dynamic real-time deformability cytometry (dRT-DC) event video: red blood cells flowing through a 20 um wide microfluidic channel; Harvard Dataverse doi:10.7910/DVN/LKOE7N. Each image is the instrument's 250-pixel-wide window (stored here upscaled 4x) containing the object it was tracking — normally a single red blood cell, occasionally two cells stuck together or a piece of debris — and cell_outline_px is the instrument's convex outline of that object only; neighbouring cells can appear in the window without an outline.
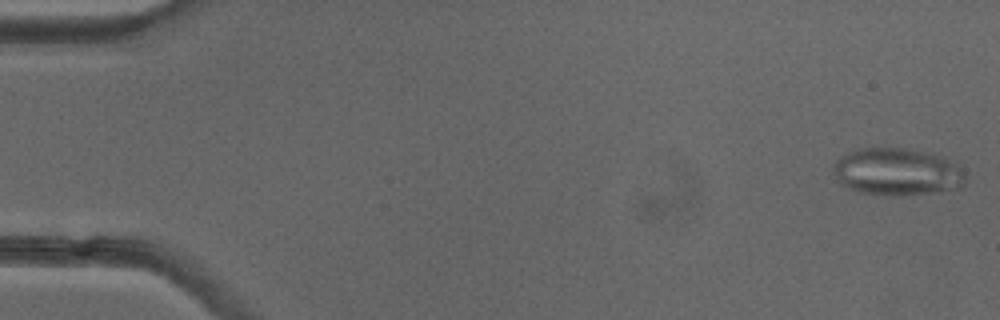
{"species": "common noctule bat (a hibernating species)", "species_latin": "Nyctalus noctula", "temperature_condition": "cold", "stored_images_in_passage": 48, "camera_frame_rate_fps": 3000, "um_per_image_px": 0.085, "animal": {"sex": "female"}, "frame": {"image": 1, "passage_image": 1, "time_ms": 0.0, "image_size_px": [1000, 320], "cell_outline_px": [[964, 184], [960, 188], [896, 196], [860, 192], [848, 188], [840, 184], [836, 180], [832, 172], [832, 164], [840, 156], [856, 148], [908, 148], [928, 152], [944, 156], [956, 164], [964, 172]], "centroid_in_image_um": [76.2, 14.58], "position_along_channel_um": 8.8, "area_um2": 36.7}}
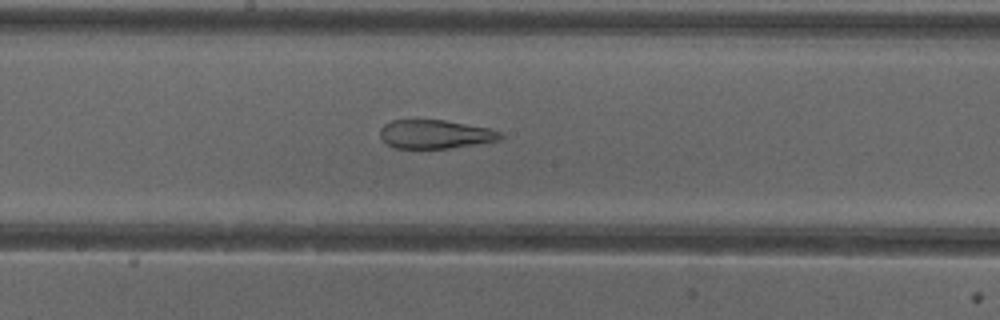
{"frame": {"image": 2, "passage_image": 27, "time_ms": 8.667, "image_size_px": [1000, 320], "cell_outline_px": [[504, 136], [500, 140], [448, 148], [396, 148], [388, 144], [380, 136], [380, 128], [384, 124], [392, 120], [444, 120], [492, 128], [500, 132]], "centroid_in_image_um": [37.01, 11.4], "position_along_channel_um": 211.2, "area_um2": 20.06}}
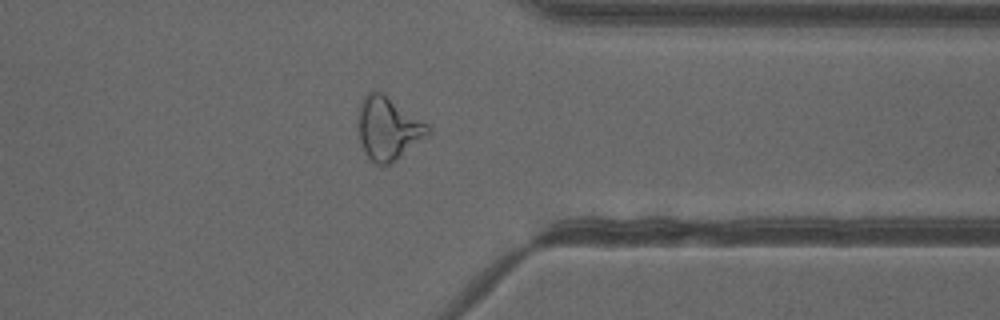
{"frame": {"image": 3, "passage_image": 40, "time_ms": 13.0, "image_size_px": [1000, 320], "cell_outline_px": [[432, 132], [428, 136], [392, 164], [376, 164], [364, 152], [356, 128], [356, 116], [360, 100], [372, 88], [380, 92], [428, 124], [432, 128]], "centroid_in_image_um": [32.95, 10.91], "position_along_channel_um": 378.4, "area_um2": 26.07}, "authors_computed_cell_mechanics": {"area_um2": 26.299, "velocity_mm_per_s": 3.9977, "shape_relaxation_time_tau1_ms": null, "shape_relaxation_time_tau2_ms": 1.8871, "deformation_change_tau1": null, "deformation_change_tau2": 0.12}}